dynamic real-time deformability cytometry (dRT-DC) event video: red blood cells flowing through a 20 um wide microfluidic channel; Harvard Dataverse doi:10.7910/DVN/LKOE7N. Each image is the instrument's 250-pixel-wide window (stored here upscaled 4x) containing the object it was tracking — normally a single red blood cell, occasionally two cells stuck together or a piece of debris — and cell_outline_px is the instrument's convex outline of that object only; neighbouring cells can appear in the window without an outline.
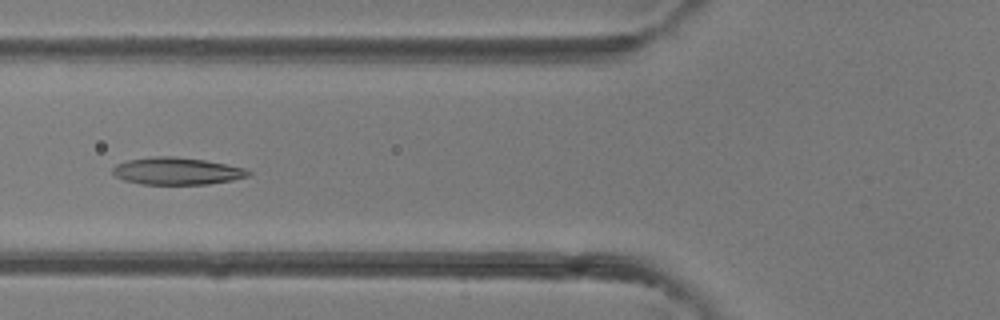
{"species": "common noctule bat (a hibernating species)", "species_latin": "Nyctalus noctula", "temperature_condition": "room temperature", "stored_images_in_passage": 4, "camera_frame_rate_fps": 3000, "um_per_image_px": 0.085, "animal": {"sex": "female"}, "frame": {"image": 1, "passage_image": 3, "time_ms": 2.333, "image_size_px": [1000, 320], "cell_outline_px": [[252, 172], [248, 176], [232, 180], [208, 184], [140, 184], [124, 180], [116, 176], [112, 172], [112, 168], [116, 164], [128, 160], [156, 156], [176, 156], [204, 160], [244, 168]], "centroid_in_image_um": [15.01, 14.54], "position_along_channel_um": 110.8, "area_um2": 21.39}}
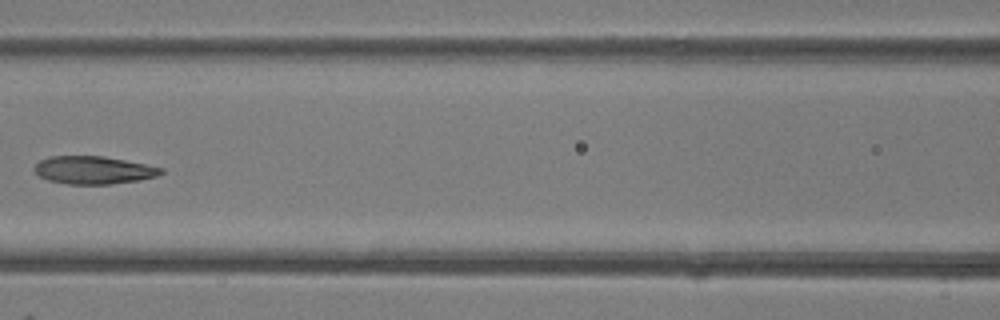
{"frame": {"image": 2, "passage_image": 4, "time_ms": 3.333, "image_size_px": [1000, 320], "cell_outline_px": [[164, 172], [156, 176], [140, 180], [108, 184], [68, 184], [48, 180], [40, 176], [32, 168], [40, 160], [48, 156], [104, 156], [164, 168]], "centroid_in_image_um": [7.93, 14.45], "position_along_channel_um": 158.7, "area_um2": 20.46}}